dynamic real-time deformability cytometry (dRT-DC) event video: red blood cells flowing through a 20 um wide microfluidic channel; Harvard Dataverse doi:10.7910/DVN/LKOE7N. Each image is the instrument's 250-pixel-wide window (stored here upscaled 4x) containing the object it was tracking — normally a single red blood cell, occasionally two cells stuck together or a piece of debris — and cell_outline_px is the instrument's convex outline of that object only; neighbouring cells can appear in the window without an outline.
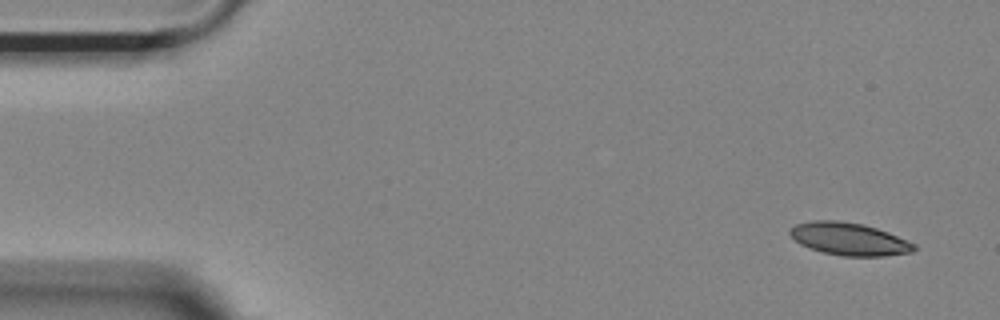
{"species": "Egyptian fruit bat (a non-hibernating species)", "species_latin": "Rousettus aegyptiacus", "temperature_condition": "room temperature", "stored_images_in_passage": 12, "camera_frame_rate_fps": 3000, "um_per_image_px": 0.085, "animal": {"sex": "female"}, "frame": {"image": 1, "passage_image": 1, "time_ms": 0.0, "image_size_px": [1000, 320], "cell_outline_px": [[916, 248], [912, 252], [884, 256], [844, 256], [824, 252], [808, 248], [800, 244], [788, 232], [796, 224], [812, 220], [836, 220], [864, 224], [888, 232], [916, 244]], "centroid_in_image_um": [72.18, 20.31], "position_along_channel_um": 12.8, "area_um2": 23.47}}
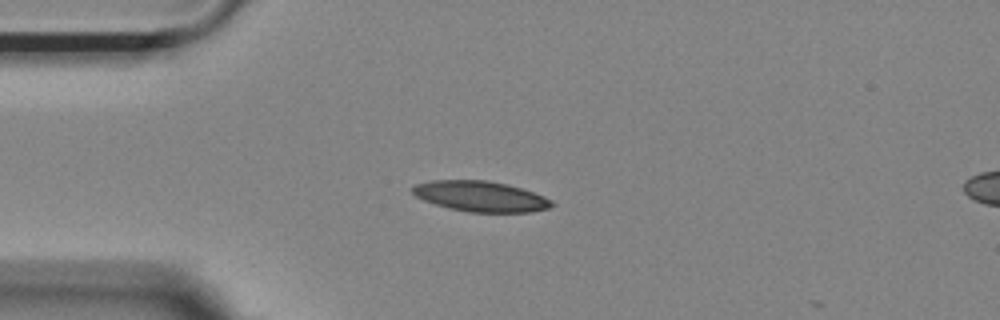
{"frame": {"image": 2, "passage_image": 11, "time_ms": 3.333, "image_size_px": [1000, 320], "cell_outline_px": [[556, 204], [548, 208], [532, 212], [468, 212], [448, 208], [424, 200], [416, 196], [412, 192], [412, 188], [416, 184], [432, 180], [488, 180], [508, 184], [544, 196], [552, 200]], "centroid_in_image_um": [40.87, 16.69], "position_along_channel_um": 44.1, "area_um2": 24.74}}